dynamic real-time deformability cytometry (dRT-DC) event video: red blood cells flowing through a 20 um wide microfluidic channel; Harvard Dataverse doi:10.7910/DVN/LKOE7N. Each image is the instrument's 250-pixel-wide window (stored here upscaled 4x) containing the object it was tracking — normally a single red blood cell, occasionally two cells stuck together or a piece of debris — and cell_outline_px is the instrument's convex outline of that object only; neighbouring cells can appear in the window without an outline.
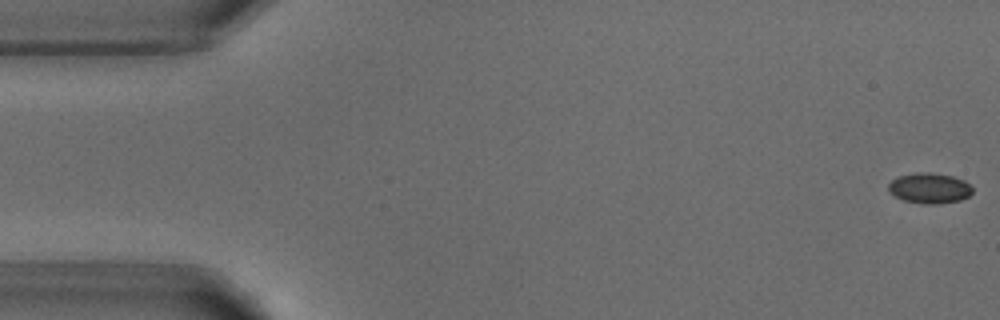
{"species": "common noctule bat (a hibernating species)", "species_latin": "Nyctalus noctula", "temperature_condition": "warm", "stored_images_in_passage": 5, "camera_frame_rate_fps": 3000, "um_per_image_px": 0.085, "animal": {"sex": "male", "body_mass_g": 18.8}, "frame": {"image": 1, "passage_image": 1, "time_ms": 0.0, "image_size_px": [1000, 320], "cell_outline_px": [[972, 192], [968, 196], [960, 200], [940, 204], [924, 204], [904, 200], [888, 192], [888, 184], [892, 180], [900, 176], [920, 172], [932, 172], [952, 176], [964, 180], [972, 188]], "centroid_in_image_um": [79.01, 16.0], "position_along_channel_um": 6.0, "area_um2": 14.85}}
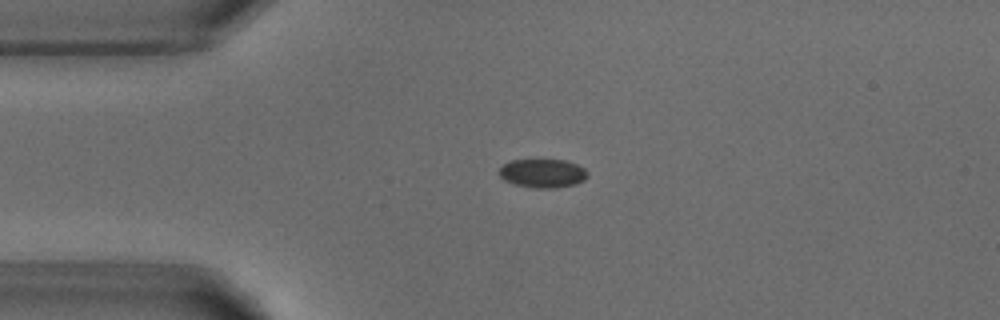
{"frame": {"image": 2, "passage_image": 4, "time_ms": 3.667, "image_size_px": [1000, 320], "cell_outline_px": [[588, 176], [584, 180], [576, 184], [556, 188], [536, 188], [516, 184], [504, 180], [500, 176], [500, 168], [504, 164], [512, 160], [564, 160], [576, 164], [584, 168], [588, 172]], "centroid_in_image_um": [46.16, 14.73], "position_along_channel_um": 38.8, "area_um2": 14.68}}